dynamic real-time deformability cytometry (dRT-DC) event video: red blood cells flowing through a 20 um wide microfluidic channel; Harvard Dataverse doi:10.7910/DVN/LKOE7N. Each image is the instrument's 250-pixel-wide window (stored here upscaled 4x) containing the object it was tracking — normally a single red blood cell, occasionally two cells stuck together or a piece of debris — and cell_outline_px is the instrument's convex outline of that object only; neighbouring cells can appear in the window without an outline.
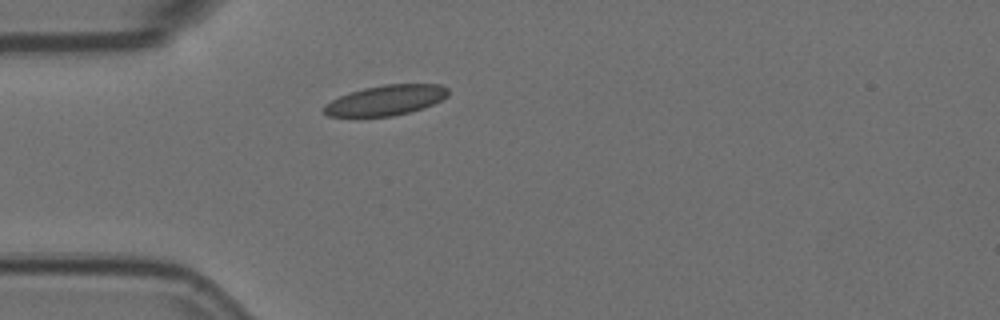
{"species": "Egyptian fruit bat (a non-hibernating species)", "species_latin": "Rousettus aegyptiacus", "temperature_condition": "room temperature", "stored_images_in_passage": 1, "camera_frame_rate_fps": 3000, "um_per_image_px": 0.085, "animal": {"sex": "female"}, "frame": {"image": 1, "passage_image": 1, "time_ms": 0.0, "image_size_px": [1000, 320], "cell_outline_px": [[448, 96], [432, 104], [408, 112], [392, 116], [328, 116], [324, 112], [324, 104], [340, 96], [364, 88], [384, 84], [440, 84], [448, 88]], "centroid_in_image_um": [32.8, 8.51], "position_along_channel_um": 52.2, "area_um2": 21.5}}